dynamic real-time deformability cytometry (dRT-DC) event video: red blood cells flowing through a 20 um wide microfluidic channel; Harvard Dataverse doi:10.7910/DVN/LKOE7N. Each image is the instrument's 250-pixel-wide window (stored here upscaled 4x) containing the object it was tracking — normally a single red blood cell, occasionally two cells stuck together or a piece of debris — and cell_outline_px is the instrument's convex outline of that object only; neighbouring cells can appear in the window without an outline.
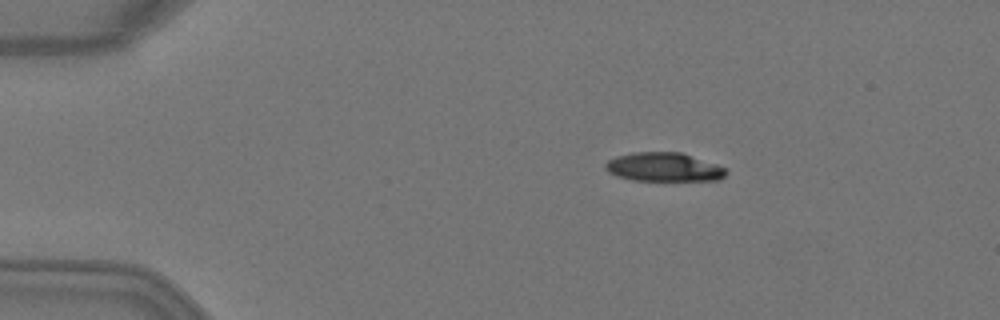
{"species": "Egyptian fruit bat (a non-hibernating species)", "species_latin": "Rousettus aegyptiacus", "temperature_condition": "warm", "stored_images_in_passage": 5, "camera_frame_rate_fps": 3000, "um_per_image_px": 0.085, "animal": {"sex": "female"}, "frame": {"image": 1, "passage_image": 1, "time_ms": 0.0, "image_size_px": [1000, 320], "cell_outline_px": [[728, 172], [724, 176], [716, 180], [632, 180], [616, 176], [608, 172], [604, 168], [604, 164], [608, 160], [616, 156], [632, 152], [680, 152], [728, 168]], "centroid_in_image_um": [56.4, 14.2], "position_along_channel_um": 28.6, "area_um2": 20.29}}